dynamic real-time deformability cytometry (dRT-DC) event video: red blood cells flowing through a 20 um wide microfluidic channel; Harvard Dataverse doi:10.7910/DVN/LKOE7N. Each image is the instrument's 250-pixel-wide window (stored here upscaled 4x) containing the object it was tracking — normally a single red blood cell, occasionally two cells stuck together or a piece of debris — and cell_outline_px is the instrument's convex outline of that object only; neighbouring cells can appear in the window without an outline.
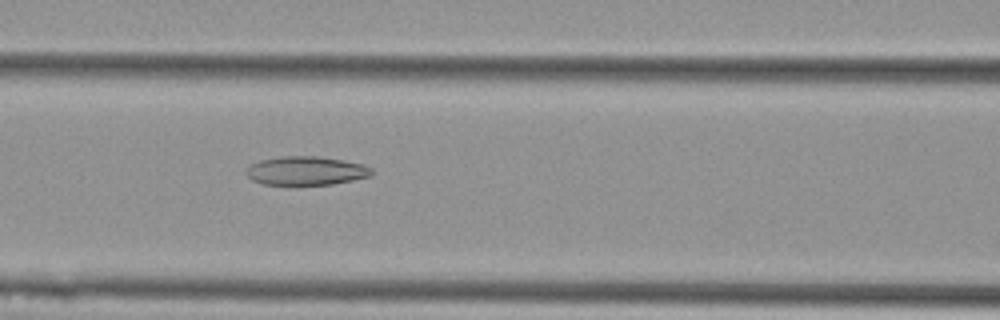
{"species": "Egyptian fruit bat (a non-hibernating species)", "species_latin": "Rousettus aegyptiacus", "temperature_condition": "cold", "stored_images_in_passage": 54, "camera_frame_rate_fps": 3000, "um_per_image_px": 0.085, "animal": {"sex": "female"}, "frame": {"image": 1, "passage_image": 23, "time_ms": 7.333, "image_size_px": [1000, 320], "cell_outline_px": [[372, 172], [368, 176], [352, 180], [332, 184], [288, 188], [260, 184], [252, 180], [244, 172], [244, 168], [248, 164], [260, 160], [280, 156], [320, 156], [344, 160], [364, 164], [372, 168]], "centroid_in_image_um": [25.9, 14.55], "position_along_channel_um": 140.7, "area_um2": 22.2}}
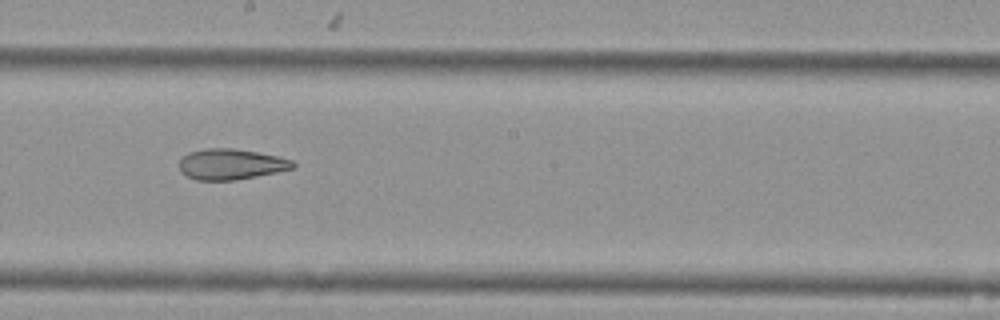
{"frame": {"image": 2, "passage_image": 30, "time_ms": 9.667, "image_size_px": [1000, 320], "cell_outline_px": [[296, 168], [236, 180], [196, 180], [180, 172], [180, 160], [188, 152], [204, 148], [232, 148], [280, 156], [292, 160], [296, 164]], "centroid_in_image_um": [19.65, 13.95], "position_along_channel_um": 228.6, "area_um2": 20.4}}
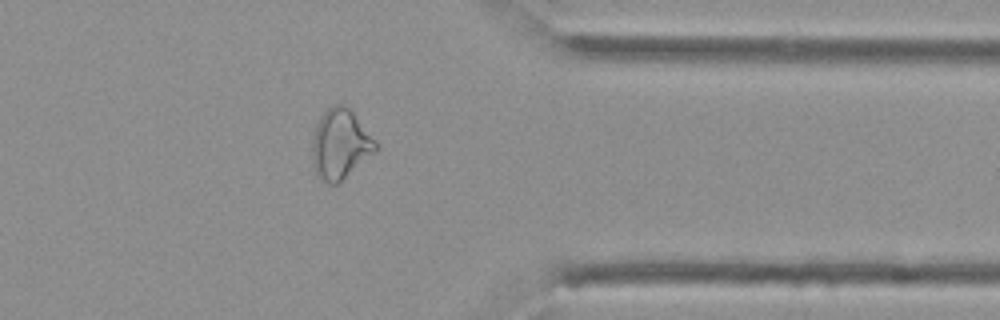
{"frame": {"image": 3, "passage_image": 43, "time_ms": 14.0, "image_size_px": [1000, 320], "cell_outline_px": [[376, 152], [336, 184], [328, 184], [320, 180], [316, 172], [312, 160], [312, 140], [316, 124], [320, 116], [332, 104], [344, 104], [352, 112], [376, 140]], "centroid_in_image_um": [28.9, 12.25], "position_along_channel_um": 382.5, "area_um2": 25.66}, "authors_computed_cell_mechanics": {"area_um2": 26.4146, "velocity_mm_per_s": 3.786, "shape_relaxation_time_tau1_ms": null, "shape_relaxation_time_tau2_ms": 5.0751, "deformation_change_tau1": null, "deformation_change_tau2": 0.1413}}